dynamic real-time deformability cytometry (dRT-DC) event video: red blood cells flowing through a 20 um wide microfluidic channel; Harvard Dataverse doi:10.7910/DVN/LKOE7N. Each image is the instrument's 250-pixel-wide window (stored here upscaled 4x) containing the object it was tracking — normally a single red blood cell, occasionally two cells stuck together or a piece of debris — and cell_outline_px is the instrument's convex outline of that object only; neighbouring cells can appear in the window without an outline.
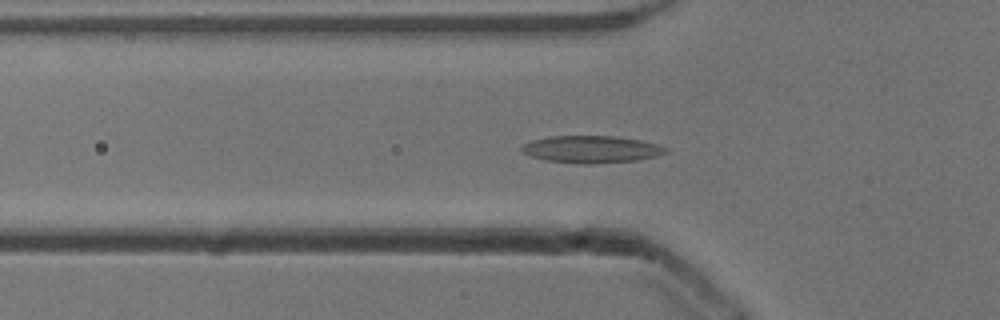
{"species": "common noctule bat (a hibernating species)", "species_latin": "Nyctalus noctula", "temperature_condition": "cold", "stored_images_in_passage": 35, "camera_frame_rate_fps": 3000, "um_per_image_px": 0.085, "animal": {"sex": "male", "body_mass_g": 13.3}, "frame": {"image": 1, "passage_image": 5, "time_ms": 1.333, "image_size_px": [1000, 320], "cell_outline_px": [[668, 152], [656, 156], [636, 160], [592, 164], [576, 164], [544, 160], [532, 156], [524, 152], [520, 148], [524, 144], [532, 140], [548, 136], [616, 136], [640, 140], [656, 144], [668, 148]], "centroid_in_image_um": [50.26, 12.69], "position_along_channel_um": 75.5, "area_um2": 22.83}}
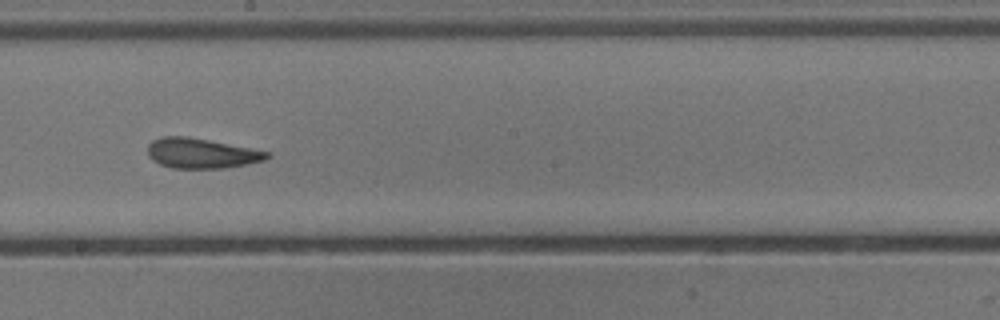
{"frame": {"image": 2, "passage_image": 17, "time_ms": 5.333, "image_size_px": [1000, 320], "cell_outline_px": [[272, 156], [264, 160], [248, 164], [224, 168], [172, 168], [160, 164], [152, 160], [148, 156], [148, 144], [152, 140], [160, 136], [188, 136], [268, 152]], "centroid_in_image_um": [17.07, 13.03], "position_along_channel_um": 231.1, "area_um2": 20.81}}
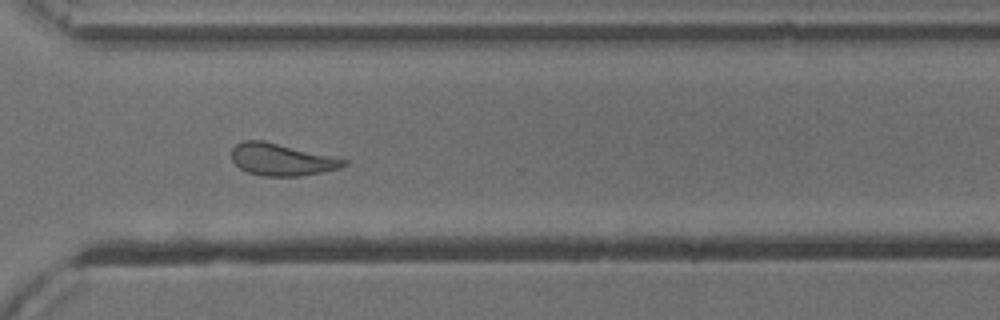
{"frame": {"image": 3, "passage_image": 26, "time_ms": 8.333, "image_size_px": [1000, 320], "cell_outline_px": [[348, 164], [340, 168], [300, 176], [264, 176], [248, 172], [240, 168], [232, 160], [232, 148], [236, 144], [244, 140], [264, 140], [332, 156], [348, 160]], "centroid_in_image_um": [23.93, 13.55], "position_along_channel_um": 346.7, "area_um2": 20.87}, "authors_computed_cell_mechanics": {"area_um2": 20.9236, "velocity_mm_per_s": 3.8634, "shape_relaxation_time_tau1_ms": 6.8541, "shape_relaxation_time_tau2_ms": 3.0416, "deformation_change_tau1": 0.1531, "deformation_change_tau2": 0.1186}}